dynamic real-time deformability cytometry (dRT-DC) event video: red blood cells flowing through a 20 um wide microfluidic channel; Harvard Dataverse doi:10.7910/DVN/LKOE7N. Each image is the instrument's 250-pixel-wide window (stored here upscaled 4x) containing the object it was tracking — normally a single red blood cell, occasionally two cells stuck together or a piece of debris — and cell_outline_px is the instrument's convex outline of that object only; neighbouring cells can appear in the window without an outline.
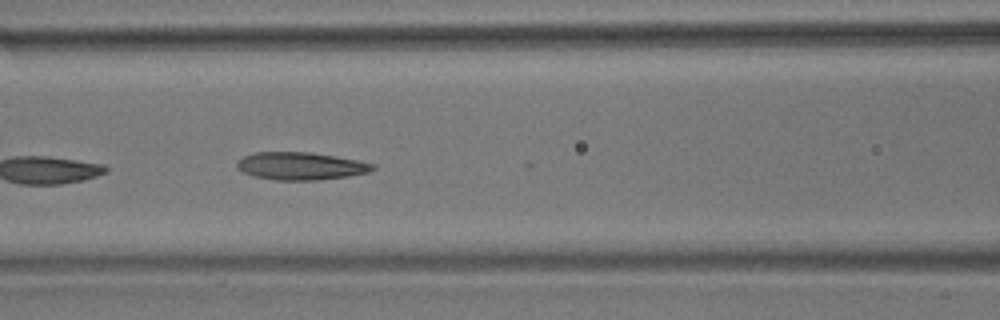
{"species": "common noctule bat (a hibernating species)", "species_latin": "Nyctalus noctula", "temperature_condition": "room temperature", "stored_images_in_passage": 7, "camera_frame_rate_fps": 3000, "um_per_image_px": 0.085, "animal": {"sex": "male", "body_mass_g": 17.9}, "frame": {"image": 1, "passage_image": 7, "time_ms": 7.0, "image_size_px": [1000, 320], "cell_outline_px": [[376, 168], [368, 172], [348, 176], [320, 180], [276, 180], [256, 176], [244, 172], [236, 168], [236, 164], [244, 156], [256, 152], [308, 152], [360, 160], [376, 164]], "centroid_in_image_um": [25.61, 14.11], "position_along_channel_um": 141.0, "area_um2": 21.79}}